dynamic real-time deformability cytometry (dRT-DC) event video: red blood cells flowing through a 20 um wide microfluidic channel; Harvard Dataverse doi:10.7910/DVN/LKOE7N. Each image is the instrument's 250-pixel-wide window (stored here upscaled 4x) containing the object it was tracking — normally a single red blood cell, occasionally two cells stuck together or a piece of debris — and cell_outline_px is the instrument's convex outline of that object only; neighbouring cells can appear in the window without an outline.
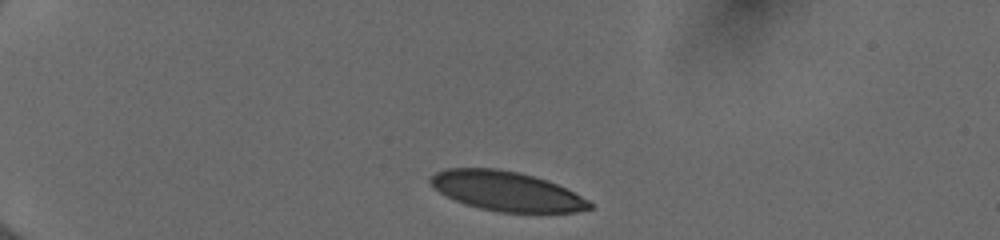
{"species": "human", "species_latin": "Homo sapiens", "temperature_condition": "cold", "stored_images_in_passage": 37, "camera_frame_rate_fps": 3000, "um_per_image_px": 0.085, "donor": {"sex": "female"}, "frame": {"image": 1, "passage_image": 1, "time_ms": 0.0, "image_size_px": [1000, 240], "cell_outline_px": [[592, 208], [576, 212], [500, 212], [480, 208], [464, 204], [440, 192], [428, 180], [428, 176], [436, 172], [448, 168], [496, 168], [520, 172], [548, 180], [588, 200], [592, 204]], "centroid_in_image_um": [43.03, 16.24], "position_along_channel_um": 42.0, "area_um2": 36.41}}
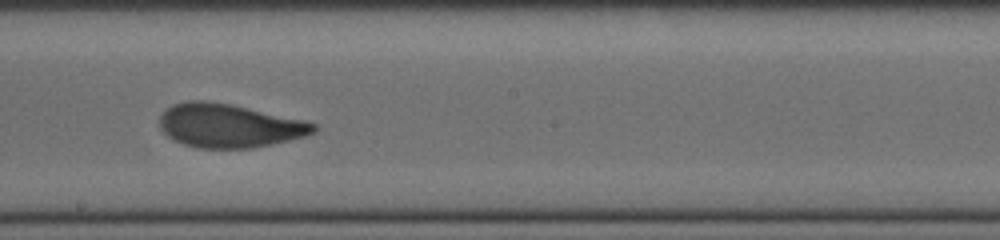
{"frame": {"image": 2, "passage_image": 20, "time_ms": 6.333, "image_size_px": [1000, 240], "cell_outline_px": [[316, 132], [304, 136], [288, 140], [252, 148], [200, 148], [184, 144], [168, 136], [160, 128], [160, 116], [172, 104], [188, 100], [208, 100], [232, 104], [304, 120], [316, 124]], "centroid_in_image_um": [19.47, 10.67], "position_along_channel_um": 228.7, "area_um2": 39.02}}
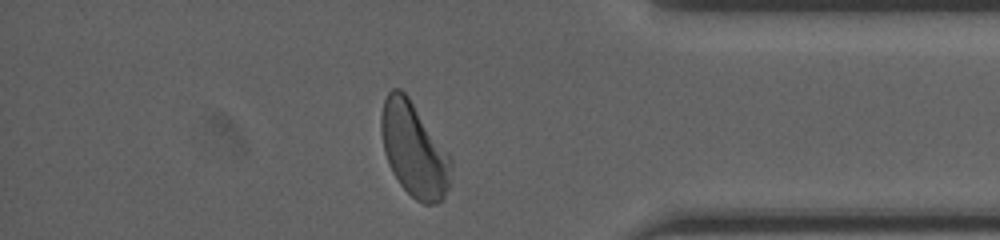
{"frame": {"image": 3, "passage_image": 34, "time_ms": 11.0, "image_size_px": [1000, 240], "cell_outline_px": [[452, 168], [448, 188], [444, 196], [436, 204], [424, 204], [416, 200], [400, 184], [392, 172], [388, 164], [384, 152], [380, 132], [380, 116], [384, 100], [388, 92], [392, 88], [400, 88], [408, 96], [452, 156]], "centroid_in_image_um": [35.19, 12.71], "position_along_channel_um": 400.0, "area_um2": 38.67}, "authors_computed_cell_mechanics": {"area_um2": 38.8416, "velocity_mm_per_s": 3.9838, "shape_relaxation_time_tau1_ms": 3.6457, "shape_relaxation_time_tau2_ms": 0.7577, "deformation_change_tau1": 0.1634, "deformation_change_tau2": 0.0663}}